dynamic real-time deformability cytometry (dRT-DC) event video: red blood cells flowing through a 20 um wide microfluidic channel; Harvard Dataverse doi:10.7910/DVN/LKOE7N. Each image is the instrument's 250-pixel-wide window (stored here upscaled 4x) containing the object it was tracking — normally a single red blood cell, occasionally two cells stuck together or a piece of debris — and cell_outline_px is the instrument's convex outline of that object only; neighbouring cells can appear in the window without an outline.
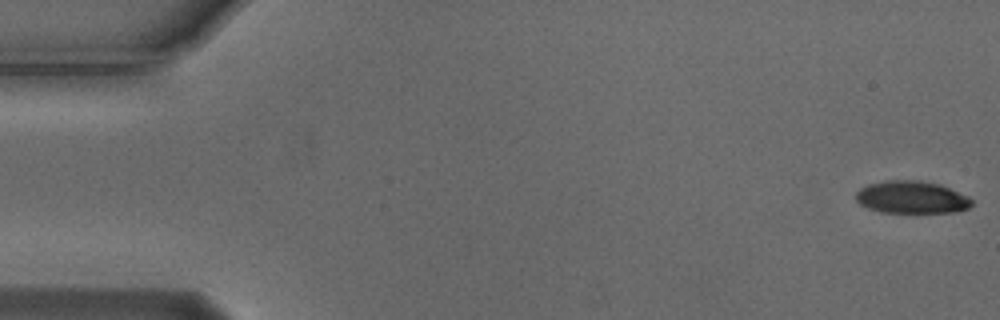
{"species": "Egyptian fruit bat (a non-hibernating species)", "species_latin": "Rousettus aegyptiacus", "temperature_condition": "cold", "stored_images_in_passage": 22, "camera_frame_rate_fps": 3000, "um_per_image_px": 0.085, "animal": {"sex": "male"}, "frame": {"image": 1, "passage_image": 1, "time_ms": 0.0, "image_size_px": [1000, 320], "cell_outline_px": [[972, 204], [968, 208], [956, 212], [880, 212], [868, 208], [860, 204], [856, 200], [856, 192], [860, 188], [868, 184], [884, 180], [920, 180], [940, 184], [968, 196], [972, 200]], "centroid_in_image_um": [77.47, 16.76], "position_along_channel_um": 7.5, "area_um2": 21.96}}
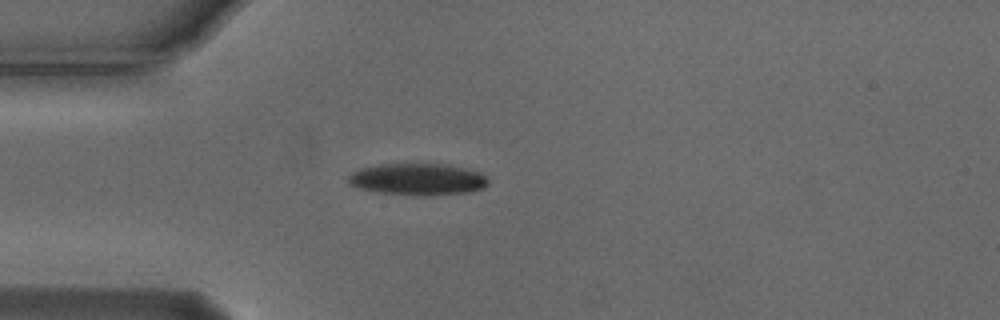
{"frame": {"image": 2, "passage_image": 15, "time_ms": 4.667, "image_size_px": [1000, 320], "cell_outline_px": [[488, 184], [484, 188], [468, 192], [424, 196], [376, 192], [356, 188], [348, 184], [348, 176], [352, 172], [360, 168], [380, 164], [444, 164], [464, 168], [480, 172], [488, 180]], "centroid_in_image_um": [35.46, 15.24], "position_along_channel_um": 49.5, "area_um2": 26.01}}
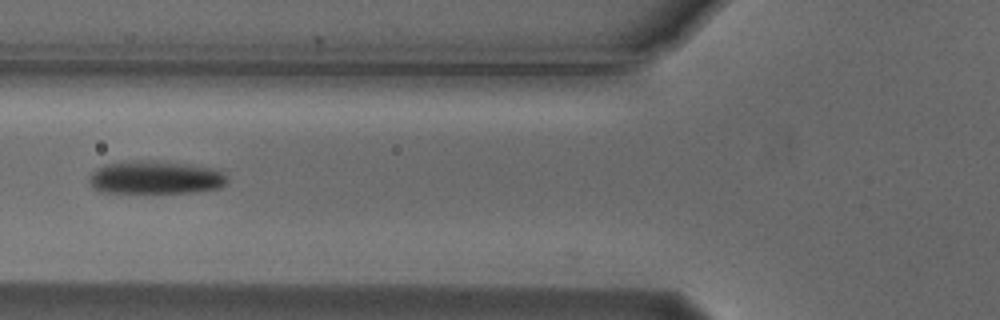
{"frame": {"image": 3, "passage_image": 21, "time_ms": 6.667, "image_size_px": [1000, 320], "cell_outline_px": [[228, 180], [220, 188], [196, 192], [100, 192], [92, 188], [88, 180], [88, 176], [96, 168], [104, 164], [148, 160], [212, 168], [224, 172]], "centroid_in_image_um": [13.17, 15.1], "position_along_channel_um": 112.6, "area_um2": 26.36}}